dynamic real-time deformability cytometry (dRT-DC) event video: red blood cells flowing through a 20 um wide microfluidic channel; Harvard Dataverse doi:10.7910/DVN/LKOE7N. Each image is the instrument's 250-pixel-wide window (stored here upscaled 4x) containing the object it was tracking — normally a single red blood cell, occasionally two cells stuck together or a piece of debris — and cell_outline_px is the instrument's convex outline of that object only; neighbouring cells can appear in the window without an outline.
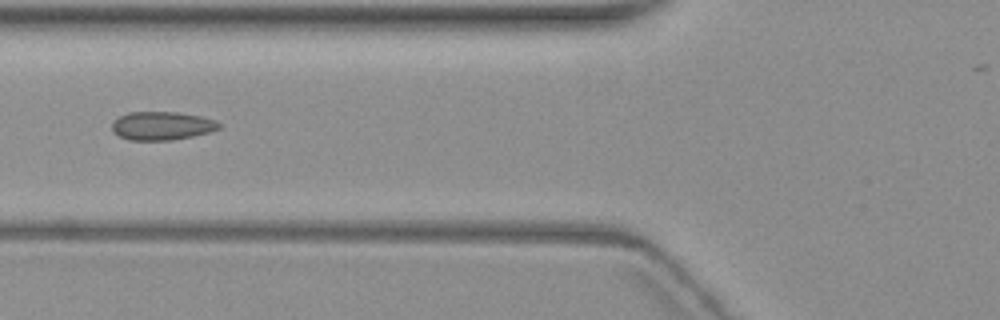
{"species": "common noctule bat (a hibernating species)", "species_latin": "Nyctalus noctula", "temperature_condition": "warm", "stored_images_in_passage": 6, "camera_frame_rate_fps": 3000, "um_per_image_px": 0.085, "animal": {"sex": "female", "body_mass_g": 19.3, "forearm_length_mm": 54.1}, "frame": {"image": 1, "passage_image": 3, "time_ms": 2.667, "image_size_px": [1000, 320], "cell_outline_px": [[220, 128], [208, 132], [192, 136], [172, 140], [128, 140], [112, 132], [112, 124], [120, 116], [128, 112], [176, 112], [200, 116], [216, 120], [220, 124]], "centroid_in_image_um": [13.75, 10.69], "position_along_channel_um": 112.0, "area_um2": 17.63}}
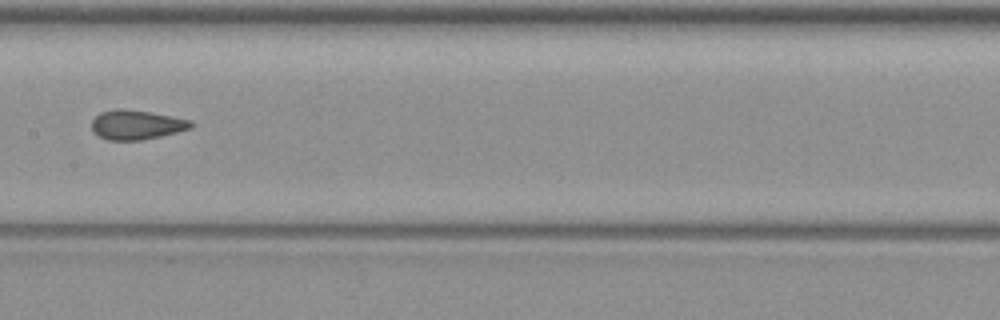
{"frame": {"image": 2, "passage_image": 5, "time_ms": 5.0, "image_size_px": [1000, 320], "cell_outline_px": [[196, 124], [192, 128], [160, 136], [140, 140], [108, 140], [92, 132], [92, 120], [100, 112], [116, 108], [120, 108], [148, 112], [192, 120]], "centroid_in_image_um": [11.6, 10.6], "position_along_channel_um": 195.8, "area_um2": 16.99}}
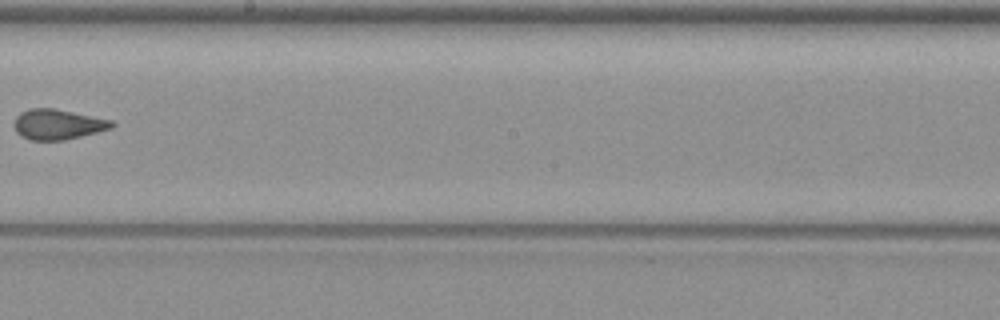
{"frame": {"image": 3, "passage_image": 6, "time_ms": 6.333, "image_size_px": [1000, 320], "cell_outline_px": [[116, 124], [112, 128], [64, 140], [28, 140], [20, 136], [16, 132], [16, 116], [20, 112], [28, 108], [52, 108], [112, 120]], "centroid_in_image_um": [4.9, 10.57], "position_along_channel_um": 243.3, "area_um2": 17.05}}